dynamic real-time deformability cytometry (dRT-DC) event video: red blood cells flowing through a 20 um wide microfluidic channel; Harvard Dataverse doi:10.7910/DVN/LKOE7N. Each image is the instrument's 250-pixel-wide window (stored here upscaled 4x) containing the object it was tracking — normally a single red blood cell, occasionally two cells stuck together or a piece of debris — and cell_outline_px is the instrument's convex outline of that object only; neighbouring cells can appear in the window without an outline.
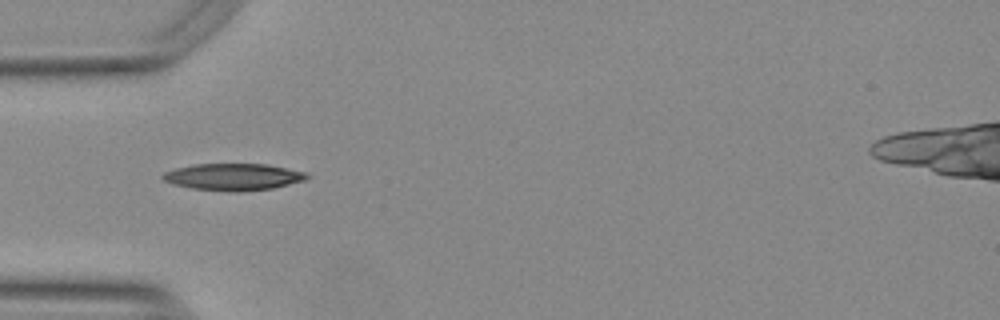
{"species": "Egyptian fruit bat (a non-hibernating species)", "species_latin": "Rousettus aegyptiacus", "temperature_condition": "warm", "stored_images_in_passage": 16, "camera_frame_rate_fps": 3000, "um_per_image_px": 0.085, "animal": {"sex": "female"}, "frame": {"image": 1, "passage_image": 1, "time_ms": 0.0, "image_size_px": [1000, 320], "cell_outline_px": [[312, 176], [304, 180], [272, 188], [240, 192], [236, 192], [192, 188], [172, 184], [164, 180], [160, 176], [164, 172], [176, 168], [192, 164], [268, 164], [304, 172]], "centroid_in_image_um": [19.81, 15.03], "position_along_channel_um": 65.2, "area_um2": 22.48}}
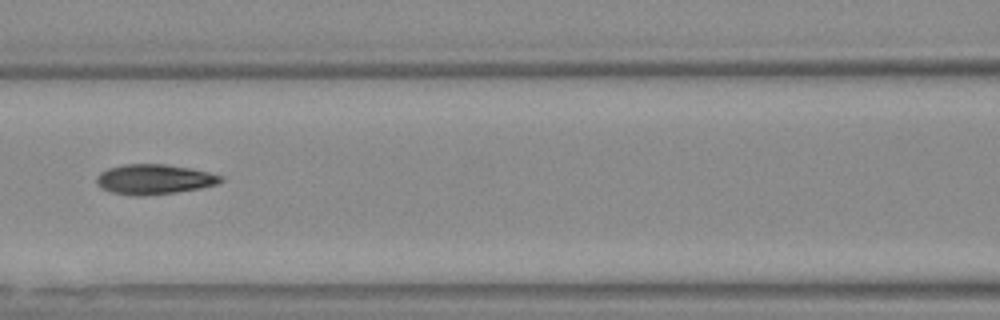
{"frame": {"image": 2, "passage_image": 8, "time_ms": 2.333, "image_size_px": [1000, 320], "cell_outline_px": [[224, 180], [216, 184], [200, 188], [176, 192], [140, 196], [132, 196], [112, 192], [100, 188], [96, 184], [96, 176], [100, 172], [108, 168], [124, 164], [164, 164], [192, 168], [224, 176]], "centroid_in_image_um": [13.08, 15.24], "position_along_channel_um": 153.5, "area_um2": 21.85}}
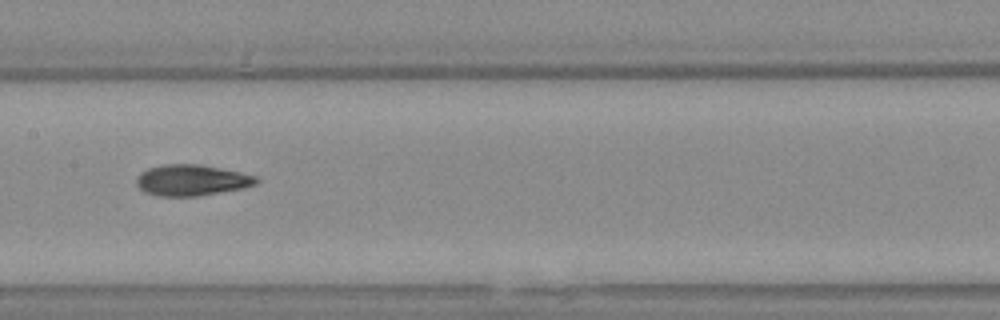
{"frame": {"image": 3, "passage_image": 11, "time_ms": 3.333, "image_size_px": [1000, 320], "cell_outline_px": [[260, 180], [256, 184], [244, 188], [196, 196], [156, 196], [144, 192], [136, 184], [136, 176], [140, 172], [148, 168], [164, 164], [200, 164], [240, 172], [256, 176]], "centroid_in_image_um": [16.26, 15.31], "position_along_channel_um": 191.1, "area_um2": 21.79}}